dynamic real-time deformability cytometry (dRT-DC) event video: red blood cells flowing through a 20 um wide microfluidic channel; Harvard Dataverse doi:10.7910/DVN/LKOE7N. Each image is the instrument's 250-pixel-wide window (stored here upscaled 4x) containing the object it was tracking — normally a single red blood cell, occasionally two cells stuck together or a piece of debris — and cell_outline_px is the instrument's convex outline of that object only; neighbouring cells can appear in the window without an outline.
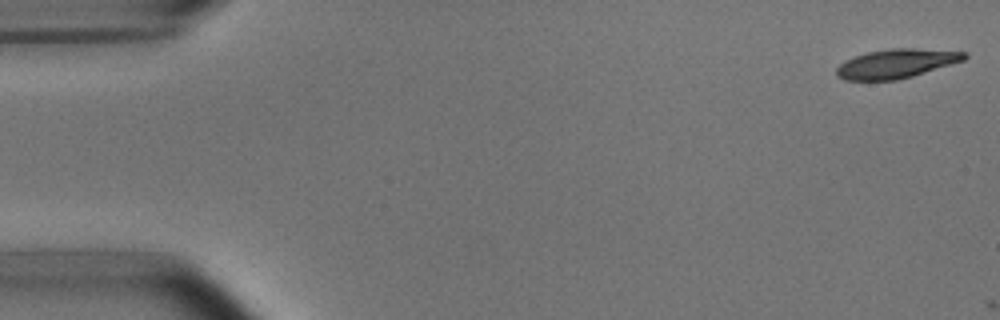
{"species": "common noctule bat (a hibernating species)", "species_latin": "Nyctalus noctula", "temperature_condition": "room temperature", "stored_images_in_passage": 2, "camera_frame_rate_fps": 3000, "um_per_image_px": 0.085, "animal": {"sex": "male", "body_mass_g": 15.6}, "frame": {"image": 1, "passage_image": 1, "time_ms": 0.0, "image_size_px": [1000, 320], "cell_outline_px": [[968, 56], [964, 60], [912, 76], [896, 80], [844, 80], [836, 76], [836, 68], [844, 60], [868, 52], [892, 48], [916, 48], [968, 52]], "centroid_in_image_um": [76.17, 5.4], "position_along_channel_um": 8.8, "area_um2": 21.62}}